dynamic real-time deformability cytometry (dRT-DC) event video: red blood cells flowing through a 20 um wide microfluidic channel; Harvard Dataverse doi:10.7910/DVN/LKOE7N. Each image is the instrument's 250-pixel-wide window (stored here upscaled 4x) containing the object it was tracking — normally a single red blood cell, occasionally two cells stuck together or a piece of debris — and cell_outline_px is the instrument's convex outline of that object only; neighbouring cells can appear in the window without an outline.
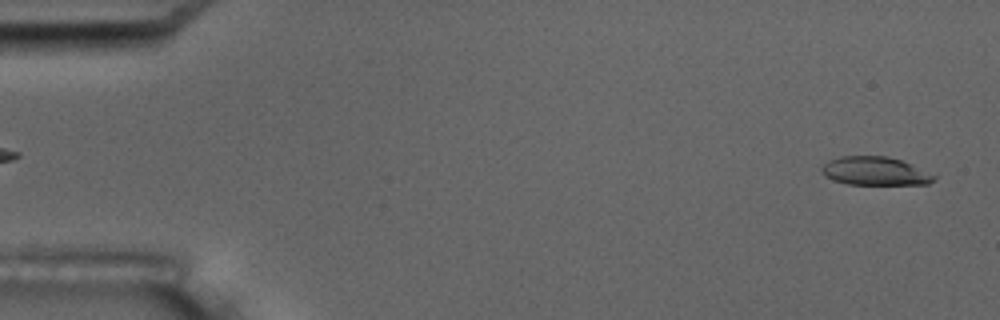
{"species": "common noctule bat (a hibernating species)", "species_latin": "Nyctalus noctula", "temperature_condition": "room temperature", "stored_images_in_passage": 7, "camera_frame_rate_fps": 3000, "um_per_image_px": 0.085, "animal": {"sex": "male", "body_mass_g": 17.5, "forearm_length_mm": 52.3}, "frame": {"image": 1, "passage_image": 7, "time_ms": 7.667, "image_size_px": [1000, 320], "cell_outline_px": [[936, 180], [928, 184], [848, 184], [832, 180], [824, 176], [820, 172], [820, 168], [828, 160], [840, 156], [888, 156], [900, 160], [936, 176]], "centroid_in_image_um": [74.31, 14.54], "position_along_channel_um": 10.7, "area_um2": 18.55}}